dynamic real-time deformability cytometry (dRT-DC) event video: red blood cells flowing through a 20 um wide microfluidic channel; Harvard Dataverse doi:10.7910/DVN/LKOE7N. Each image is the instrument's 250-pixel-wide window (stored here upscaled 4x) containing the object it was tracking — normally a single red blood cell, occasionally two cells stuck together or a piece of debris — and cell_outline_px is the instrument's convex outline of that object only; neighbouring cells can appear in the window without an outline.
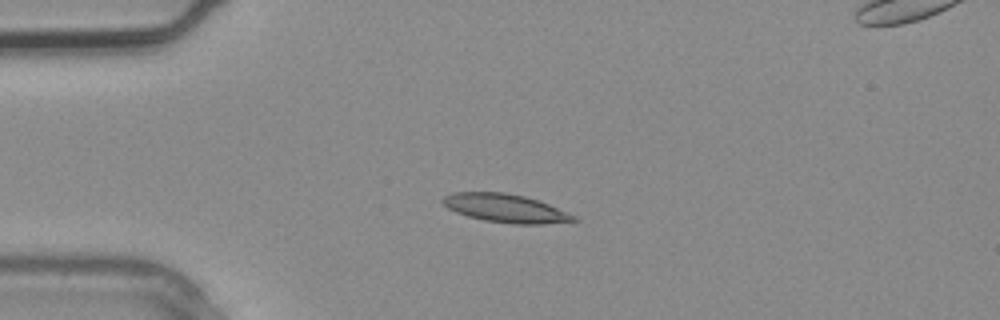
{"species": "common noctule bat (a hibernating species)", "species_latin": "Nyctalus noctula", "temperature_condition": "warm", "stored_images_in_passage": 4, "camera_frame_rate_fps": 3000, "um_per_image_px": 0.085, "animal": {"sex": "male", "body_mass_g": 20.4}, "frame": {"image": 1, "passage_image": 3, "time_ms": 0.667, "image_size_px": [1000, 320], "cell_outline_px": [[580, 220], [540, 224], [516, 224], [484, 220], [468, 216], [456, 212], [448, 208], [440, 200], [444, 196], [452, 192], [504, 192], [524, 196], [548, 204], [576, 216]], "centroid_in_image_um": [42.94, 17.69], "position_along_channel_um": 42.1, "area_um2": 21.44}}